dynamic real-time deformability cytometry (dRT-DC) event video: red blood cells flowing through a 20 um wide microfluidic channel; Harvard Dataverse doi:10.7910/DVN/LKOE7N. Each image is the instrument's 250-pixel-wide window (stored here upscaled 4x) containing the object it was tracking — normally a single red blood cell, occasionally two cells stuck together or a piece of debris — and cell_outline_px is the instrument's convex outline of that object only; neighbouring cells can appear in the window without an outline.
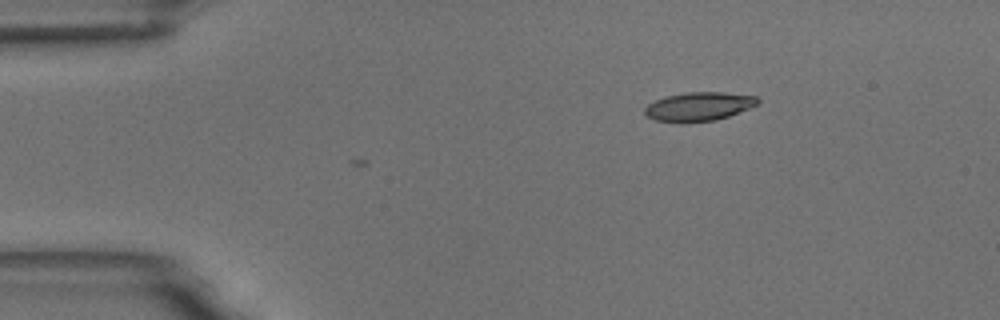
{"species": "common noctule bat (a hibernating species)", "species_latin": "Nyctalus noctula", "temperature_condition": "room temperature", "stored_images_in_passage": 5, "camera_frame_rate_fps": 3000, "um_per_image_px": 0.085, "animal": {"sex": "male", "body_mass_g": 18.8}, "frame": {"image": 1, "passage_image": 5, "time_ms": 1.333, "image_size_px": [1000, 320], "cell_outline_px": [[760, 100], [756, 104], [748, 108], [728, 116], [716, 120], [656, 120], [648, 116], [644, 112], [644, 108], [648, 104], [664, 96], [688, 92], [724, 92], [756, 96]], "centroid_in_image_um": [59.42, 9.01], "position_along_channel_um": 25.6, "area_um2": 18.21}}